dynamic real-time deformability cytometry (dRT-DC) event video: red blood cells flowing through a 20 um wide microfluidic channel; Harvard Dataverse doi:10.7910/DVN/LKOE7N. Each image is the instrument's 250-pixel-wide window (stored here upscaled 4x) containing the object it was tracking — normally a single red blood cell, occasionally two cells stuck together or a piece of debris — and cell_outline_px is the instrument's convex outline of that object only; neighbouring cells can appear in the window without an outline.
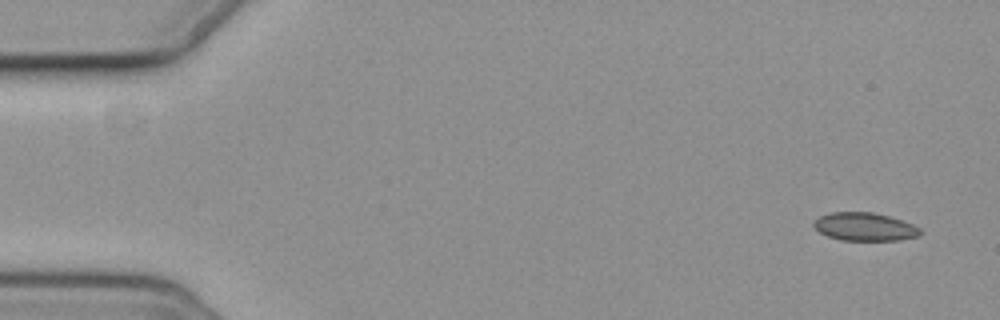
{"species": "common noctule bat (a hibernating species)", "species_latin": "Nyctalus noctula", "temperature_condition": "cold", "stored_images_in_passage": 5, "camera_frame_rate_fps": 3000, "um_per_image_px": 0.085, "animal": {"sex": "female", "body_mass_g": 19.3, "forearm_length_mm": 54.1}, "frame": {"image": 1, "passage_image": 1, "time_ms": 0.0, "image_size_px": [1000, 320], "cell_outline_px": [[920, 232], [916, 236], [900, 240], [840, 240], [828, 236], [820, 232], [812, 224], [820, 216], [832, 212], [872, 212], [888, 216], [912, 224], [920, 228]], "centroid_in_image_um": [73.47, 19.27], "position_along_channel_um": 11.5, "area_um2": 17.17}}
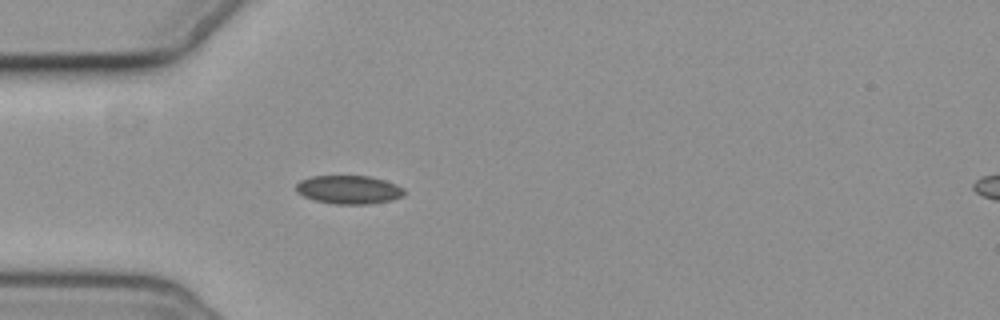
{"frame": {"image": 2, "passage_image": 5, "time_ms": 4.667, "image_size_px": [1000, 320], "cell_outline_px": [[404, 196], [392, 200], [368, 204], [332, 204], [316, 200], [304, 196], [296, 192], [296, 184], [300, 180], [312, 176], [368, 176], [384, 180], [396, 184], [404, 188]], "centroid_in_image_um": [29.66, 16.12], "position_along_channel_um": 55.3, "area_um2": 17.98}}